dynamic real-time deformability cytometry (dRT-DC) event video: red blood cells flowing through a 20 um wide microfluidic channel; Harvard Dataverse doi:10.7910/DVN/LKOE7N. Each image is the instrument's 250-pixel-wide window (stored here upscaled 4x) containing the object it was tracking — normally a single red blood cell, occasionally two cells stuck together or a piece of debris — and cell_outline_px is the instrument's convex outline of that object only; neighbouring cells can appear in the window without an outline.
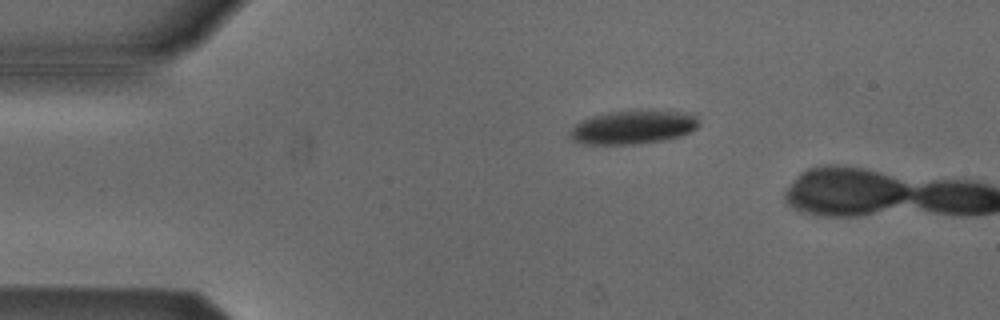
{"species": "Egyptian fruit bat (a non-hibernating species)", "species_latin": "Rousettus aegyptiacus", "temperature_condition": "cold", "stored_images_in_passage": 3, "camera_frame_rate_fps": 3000, "um_per_image_px": 0.085, "animal": {"sex": "male"}, "frame": {"image": 1, "passage_image": 1, "time_ms": 0.0, "image_size_px": [1000, 320], "cell_outline_px": [[700, 124], [696, 128], [680, 136], [664, 140], [632, 144], [584, 144], [572, 140], [568, 136], [568, 132], [580, 120], [592, 116], [608, 112], [636, 108], [640, 108], [696, 112]], "centroid_in_image_um": [53.86, 10.76], "position_along_channel_um": 31.1, "area_um2": 26.3}}